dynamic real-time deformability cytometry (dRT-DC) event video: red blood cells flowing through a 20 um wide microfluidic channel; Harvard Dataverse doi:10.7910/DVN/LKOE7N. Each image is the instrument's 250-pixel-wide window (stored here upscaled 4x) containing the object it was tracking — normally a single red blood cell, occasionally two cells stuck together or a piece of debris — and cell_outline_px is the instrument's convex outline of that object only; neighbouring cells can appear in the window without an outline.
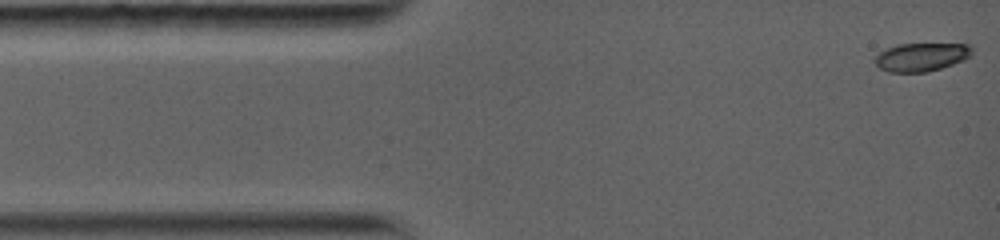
{"species": "common noctule bat (a hibernating species)", "species_latin": "Nyctalus noctula", "temperature_condition": "warm", "stored_images_in_passage": 58, "camera_frame_rate_fps": 5000, "um_per_image_px": 0.085, "animal": {"sex": "female", "body_mass_g": 19.0, "forearm_length_mm": 56.7}, "frame": {"image": 1, "passage_image": 1, "time_ms": 0.0, "image_size_px": [1000, 240], "cell_outline_px": [[972, 56], [964, 60], [928, 72], [888, 72], [880, 68], [876, 64], [876, 56], [880, 52], [888, 48], [900, 44], [972, 44]], "centroid_in_image_um": [78.36, 4.84], "position_along_channel_um": 6.6, "area_um2": 15.95}}
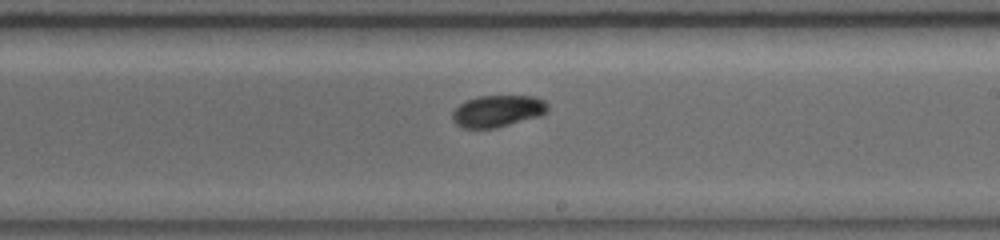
{"frame": {"image": 2, "passage_image": 25, "time_ms": 7.8, "image_size_px": [1000, 240], "cell_outline_px": [[548, 112], [544, 116], [496, 128], [460, 128], [452, 120], [452, 112], [460, 104], [476, 96], [532, 96], [544, 100], [548, 104]], "centroid_in_image_um": [42.34, 9.45], "position_along_channel_um": 246.7, "area_um2": 17.98}}
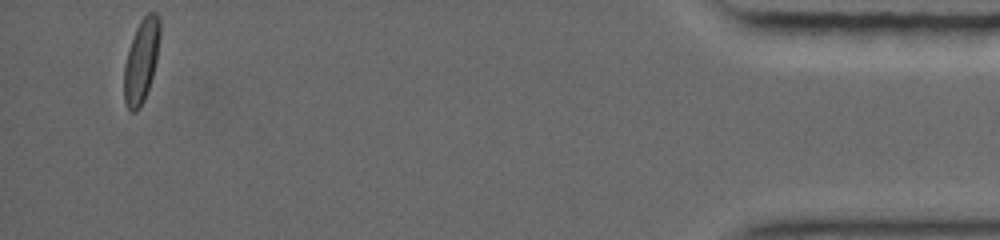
{"frame": {"image": 3, "passage_image": 58, "time_ms": 14.6, "image_size_px": [1000, 240], "cell_outline_px": [[160, 36], [156, 60], [152, 76], [144, 100], [140, 108], [136, 112], [128, 112], [124, 104], [124, 64], [128, 48], [136, 28], [140, 20], [148, 12], [156, 12], [160, 20]], "centroid_in_image_um": [11.99, 5.19], "position_along_channel_um": 423.2, "area_um2": 17.63}, "authors_computed_cell_mechanics": {"area_um2": 17.2533, "velocity_mm_per_s": 4.0792, "shape_relaxation_time_tau1_ms": 2.6298, "shape_relaxation_time_tau2_ms": null, "deformation_change_tau1": 0.1194, "deformation_change_tau2": null}}